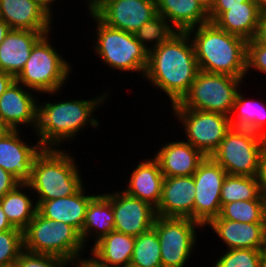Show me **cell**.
<instances>
[{
	"label": "cell",
	"instance_id": "30",
	"mask_svg": "<svg viewBox=\"0 0 266 267\" xmlns=\"http://www.w3.org/2000/svg\"><path fill=\"white\" fill-rule=\"evenodd\" d=\"M220 198L222 207L233 201L263 199V194L256 176L227 174L221 188Z\"/></svg>",
	"mask_w": 266,
	"mask_h": 267
},
{
	"label": "cell",
	"instance_id": "42",
	"mask_svg": "<svg viewBox=\"0 0 266 267\" xmlns=\"http://www.w3.org/2000/svg\"><path fill=\"white\" fill-rule=\"evenodd\" d=\"M15 81V77L9 73L0 70V96Z\"/></svg>",
	"mask_w": 266,
	"mask_h": 267
},
{
	"label": "cell",
	"instance_id": "47",
	"mask_svg": "<svg viewBox=\"0 0 266 267\" xmlns=\"http://www.w3.org/2000/svg\"><path fill=\"white\" fill-rule=\"evenodd\" d=\"M12 129L0 117V139L10 133Z\"/></svg>",
	"mask_w": 266,
	"mask_h": 267
},
{
	"label": "cell",
	"instance_id": "49",
	"mask_svg": "<svg viewBox=\"0 0 266 267\" xmlns=\"http://www.w3.org/2000/svg\"><path fill=\"white\" fill-rule=\"evenodd\" d=\"M262 13H266V0H254Z\"/></svg>",
	"mask_w": 266,
	"mask_h": 267
},
{
	"label": "cell",
	"instance_id": "31",
	"mask_svg": "<svg viewBox=\"0 0 266 267\" xmlns=\"http://www.w3.org/2000/svg\"><path fill=\"white\" fill-rule=\"evenodd\" d=\"M130 264L140 267H162L159 238L154 228L135 237Z\"/></svg>",
	"mask_w": 266,
	"mask_h": 267
},
{
	"label": "cell",
	"instance_id": "24",
	"mask_svg": "<svg viewBox=\"0 0 266 267\" xmlns=\"http://www.w3.org/2000/svg\"><path fill=\"white\" fill-rule=\"evenodd\" d=\"M135 245V237L112 231L94 242L91 258L105 267H127Z\"/></svg>",
	"mask_w": 266,
	"mask_h": 267
},
{
	"label": "cell",
	"instance_id": "19",
	"mask_svg": "<svg viewBox=\"0 0 266 267\" xmlns=\"http://www.w3.org/2000/svg\"><path fill=\"white\" fill-rule=\"evenodd\" d=\"M153 157L158 161L164 177L190 176L206 156L190 143L181 140L159 147Z\"/></svg>",
	"mask_w": 266,
	"mask_h": 267
},
{
	"label": "cell",
	"instance_id": "8",
	"mask_svg": "<svg viewBox=\"0 0 266 267\" xmlns=\"http://www.w3.org/2000/svg\"><path fill=\"white\" fill-rule=\"evenodd\" d=\"M243 80L245 79L199 70L188 92L171 108L217 112L230 116Z\"/></svg>",
	"mask_w": 266,
	"mask_h": 267
},
{
	"label": "cell",
	"instance_id": "28",
	"mask_svg": "<svg viewBox=\"0 0 266 267\" xmlns=\"http://www.w3.org/2000/svg\"><path fill=\"white\" fill-rule=\"evenodd\" d=\"M240 89L229 116L231 128L247 129L266 138V106L243 97Z\"/></svg>",
	"mask_w": 266,
	"mask_h": 267
},
{
	"label": "cell",
	"instance_id": "52",
	"mask_svg": "<svg viewBox=\"0 0 266 267\" xmlns=\"http://www.w3.org/2000/svg\"><path fill=\"white\" fill-rule=\"evenodd\" d=\"M73 264H74V266L76 265V267H84L78 260L67 262L64 267H67V265L70 266V265H73Z\"/></svg>",
	"mask_w": 266,
	"mask_h": 267
},
{
	"label": "cell",
	"instance_id": "36",
	"mask_svg": "<svg viewBox=\"0 0 266 267\" xmlns=\"http://www.w3.org/2000/svg\"><path fill=\"white\" fill-rule=\"evenodd\" d=\"M68 261L48 254L33 253L23 250L15 261V267H64Z\"/></svg>",
	"mask_w": 266,
	"mask_h": 267
},
{
	"label": "cell",
	"instance_id": "33",
	"mask_svg": "<svg viewBox=\"0 0 266 267\" xmlns=\"http://www.w3.org/2000/svg\"><path fill=\"white\" fill-rule=\"evenodd\" d=\"M213 219H227L245 223H264L263 199L233 201L221 207L218 217Z\"/></svg>",
	"mask_w": 266,
	"mask_h": 267
},
{
	"label": "cell",
	"instance_id": "51",
	"mask_svg": "<svg viewBox=\"0 0 266 267\" xmlns=\"http://www.w3.org/2000/svg\"><path fill=\"white\" fill-rule=\"evenodd\" d=\"M85 3L87 4V10L89 11H91L96 6V0H86Z\"/></svg>",
	"mask_w": 266,
	"mask_h": 267
},
{
	"label": "cell",
	"instance_id": "9",
	"mask_svg": "<svg viewBox=\"0 0 266 267\" xmlns=\"http://www.w3.org/2000/svg\"><path fill=\"white\" fill-rule=\"evenodd\" d=\"M266 138L247 129L231 128L210 156L227 174L257 176Z\"/></svg>",
	"mask_w": 266,
	"mask_h": 267
},
{
	"label": "cell",
	"instance_id": "40",
	"mask_svg": "<svg viewBox=\"0 0 266 267\" xmlns=\"http://www.w3.org/2000/svg\"><path fill=\"white\" fill-rule=\"evenodd\" d=\"M256 177L260 184L262 194H266V143L259 156L258 173Z\"/></svg>",
	"mask_w": 266,
	"mask_h": 267
},
{
	"label": "cell",
	"instance_id": "6",
	"mask_svg": "<svg viewBox=\"0 0 266 267\" xmlns=\"http://www.w3.org/2000/svg\"><path fill=\"white\" fill-rule=\"evenodd\" d=\"M23 240L29 252L55 255L68 262L79 260L87 247L73 226L45 218L38 211L23 230Z\"/></svg>",
	"mask_w": 266,
	"mask_h": 267
},
{
	"label": "cell",
	"instance_id": "21",
	"mask_svg": "<svg viewBox=\"0 0 266 267\" xmlns=\"http://www.w3.org/2000/svg\"><path fill=\"white\" fill-rule=\"evenodd\" d=\"M3 21L11 29L51 32V17L31 0H0Z\"/></svg>",
	"mask_w": 266,
	"mask_h": 267
},
{
	"label": "cell",
	"instance_id": "11",
	"mask_svg": "<svg viewBox=\"0 0 266 267\" xmlns=\"http://www.w3.org/2000/svg\"><path fill=\"white\" fill-rule=\"evenodd\" d=\"M186 135V142L200 150L206 157L219 147L231 129L229 116L201 110L172 108Z\"/></svg>",
	"mask_w": 266,
	"mask_h": 267
},
{
	"label": "cell",
	"instance_id": "25",
	"mask_svg": "<svg viewBox=\"0 0 266 267\" xmlns=\"http://www.w3.org/2000/svg\"><path fill=\"white\" fill-rule=\"evenodd\" d=\"M157 12L178 32L209 22V13L198 0H156Z\"/></svg>",
	"mask_w": 266,
	"mask_h": 267
},
{
	"label": "cell",
	"instance_id": "35",
	"mask_svg": "<svg viewBox=\"0 0 266 267\" xmlns=\"http://www.w3.org/2000/svg\"><path fill=\"white\" fill-rule=\"evenodd\" d=\"M263 250L230 249L221 254L213 267H259Z\"/></svg>",
	"mask_w": 266,
	"mask_h": 267
},
{
	"label": "cell",
	"instance_id": "55",
	"mask_svg": "<svg viewBox=\"0 0 266 267\" xmlns=\"http://www.w3.org/2000/svg\"><path fill=\"white\" fill-rule=\"evenodd\" d=\"M127 267H140V266L129 264Z\"/></svg>",
	"mask_w": 266,
	"mask_h": 267
},
{
	"label": "cell",
	"instance_id": "46",
	"mask_svg": "<svg viewBox=\"0 0 266 267\" xmlns=\"http://www.w3.org/2000/svg\"><path fill=\"white\" fill-rule=\"evenodd\" d=\"M84 267H105V266H102L100 265L99 263H97L94 259H92L91 257L89 258H80L78 260Z\"/></svg>",
	"mask_w": 266,
	"mask_h": 267
},
{
	"label": "cell",
	"instance_id": "4",
	"mask_svg": "<svg viewBox=\"0 0 266 267\" xmlns=\"http://www.w3.org/2000/svg\"><path fill=\"white\" fill-rule=\"evenodd\" d=\"M58 148H43L32 166L29 190L35 200H53L76 194L84 185L73 156Z\"/></svg>",
	"mask_w": 266,
	"mask_h": 267
},
{
	"label": "cell",
	"instance_id": "2",
	"mask_svg": "<svg viewBox=\"0 0 266 267\" xmlns=\"http://www.w3.org/2000/svg\"><path fill=\"white\" fill-rule=\"evenodd\" d=\"M106 91L100 96L82 100H63L54 103L43 102L38 104L36 136L37 142L43 148H57L62 142L73 141L77 133L88 124L99 128L98 119L94 118V112L107 98ZM93 113V114H92ZM80 131V132H79Z\"/></svg>",
	"mask_w": 266,
	"mask_h": 267
},
{
	"label": "cell",
	"instance_id": "44",
	"mask_svg": "<svg viewBox=\"0 0 266 267\" xmlns=\"http://www.w3.org/2000/svg\"><path fill=\"white\" fill-rule=\"evenodd\" d=\"M31 1L37 3L41 8H43L52 17L53 13H52L51 8L53 5V2H55L56 0H31Z\"/></svg>",
	"mask_w": 266,
	"mask_h": 267
},
{
	"label": "cell",
	"instance_id": "53",
	"mask_svg": "<svg viewBox=\"0 0 266 267\" xmlns=\"http://www.w3.org/2000/svg\"><path fill=\"white\" fill-rule=\"evenodd\" d=\"M263 201H264V224L266 230V194L263 195Z\"/></svg>",
	"mask_w": 266,
	"mask_h": 267
},
{
	"label": "cell",
	"instance_id": "10",
	"mask_svg": "<svg viewBox=\"0 0 266 267\" xmlns=\"http://www.w3.org/2000/svg\"><path fill=\"white\" fill-rule=\"evenodd\" d=\"M202 227L190 218L156 216L153 228L159 238L162 267L186 266L196 248V229Z\"/></svg>",
	"mask_w": 266,
	"mask_h": 267
},
{
	"label": "cell",
	"instance_id": "7",
	"mask_svg": "<svg viewBox=\"0 0 266 267\" xmlns=\"http://www.w3.org/2000/svg\"><path fill=\"white\" fill-rule=\"evenodd\" d=\"M96 22L95 53L112 70L140 72L143 77L148 65V52L135 38L134 33L125 32L103 23L92 11Z\"/></svg>",
	"mask_w": 266,
	"mask_h": 267
},
{
	"label": "cell",
	"instance_id": "34",
	"mask_svg": "<svg viewBox=\"0 0 266 267\" xmlns=\"http://www.w3.org/2000/svg\"><path fill=\"white\" fill-rule=\"evenodd\" d=\"M24 250L22 230L0 232V267H12Z\"/></svg>",
	"mask_w": 266,
	"mask_h": 267
},
{
	"label": "cell",
	"instance_id": "38",
	"mask_svg": "<svg viewBox=\"0 0 266 267\" xmlns=\"http://www.w3.org/2000/svg\"><path fill=\"white\" fill-rule=\"evenodd\" d=\"M20 183L21 182L15 176L0 167V200H2L7 193L14 190Z\"/></svg>",
	"mask_w": 266,
	"mask_h": 267
},
{
	"label": "cell",
	"instance_id": "27",
	"mask_svg": "<svg viewBox=\"0 0 266 267\" xmlns=\"http://www.w3.org/2000/svg\"><path fill=\"white\" fill-rule=\"evenodd\" d=\"M112 231H114V213L110 193L95 195L86 209L85 221L80 233L81 239L86 246L89 234L94 235L96 237L94 241L97 242Z\"/></svg>",
	"mask_w": 266,
	"mask_h": 267
},
{
	"label": "cell",
	"instance_id": "23",
	"mask_svg": "<svg viewBox=\"0 0 266 267\" xmlns=\"http://www.w3.org/2000/svg\"><path fill=\"white\" fill-rule=\"evenodd\" d=\"M128 179L125 191L128 195L146 201L157 207L161 199L164 176L158 161L152 159L140 160Z\"/></svg>",
	"mask_w": 266,
	"mask_h": 267
},
{
	"label": "cell",
	"instance_id": "1",
	"mask_svg": "<svg viewBox=\"0 0 266 267\" xmlns=\"http://www.w3.org/2000/svg\"><path fill=\"white\" fill-rule=\"evenodd\" d=\"M199 71L195 50L187 32H177L148 53L144 78L178 103L188 92Z\"/></svg>",
	"mask_w": 266,
	"mask_h": 267
},
{
	"label": "cell",
	"instance_id": "54",
	"mask_svg": "<svg viewBox=\"0 0 266 267\" xmlns=\"http://www.w3.org/2000/svg\"><path fill=\"white\" fill-rule=\"evenodd\" d=\"M0 20H3L1 5H0Z\"/></svg>",
	"mask_w": 266,
	"mask_h": 267
},
{
	"label": "cell",
	"instance_id": "16",
	"mask_svg": "<svg viewBox=\"0 0 266 267\" xmlns=\"http://www.w3.org/2000/svg\"><path fill=\"white\" fill-rule=\"evenodd\" d=\"M195 181L193 175L164 177L156 215L194 220Z\"/></svg>",
	"mask_w": 266,
	"mask_h": 267
},
{
	"label": "cell",
	"instance_id": "15",
	"mask_svg": "<svg viewBox=\"0 0 266 267\" xmlns=\"http://www.w3.org/2000/svg\"><path fill=\"white\" fill-rule=\"evenodd\" d=\"M32 92L35 91L14 81L0 96V117L12 130L26 124L25 127L29 125L35 131L39 100Z\"/></svg>",
	"mask_w": 266,
	"mask_h": 267
},
{
	"label": "cell",
	"instance_id": "43",
	"mask_svg": "<svg viewBox=\"0 0 266 267\" xmlns=\"http://www.w3.org/2000/svg\"><path fill=\"white\" fill-rule=\"evenodd\" d=\"M7 230H20V229L15 228L10 224L0 204V232H4Z\"/></svg>",
	"mask_w": 266,
	"mask_h": 267
},
{
	"label": "cell",
	"instance_id": "45",
	"mask_svg": "<svg viewBox=\"0 0 266 267\" xmlns=\"http://www.w3.org/2000/svg\"><path fill=\"white\" fill-rule=\"evenodd\" d=\"M11 30L9 25L3 20H0V44L5 40L6 35Z\"/></svg>",
	"mask_w": 266,
	"mask_h": 267
},
{
	"label": "cell",
	"instance_id": "17",
	"mask_svg": "<svg viewBox=\"0 0 266 267\" xmlns=\"http://www.w3.org/2000/svg\"><path fill=\"white\" fill-rule=\"evenodd\" d=\"M21 137L19 129L0 139V167L21 183H27L32 177L34 160L43 147L38 142L29 146Z\"/></svg>",
	"mask_w": 266,
	"mask_h": 267
},
{
	"label": "cell",
	"instance_id": "26",
	"mask_svg": "<svg viewBox=\"0 0 266 267\" xmlns=\"http://www.w3.org/2000/svg\"><path fill=\"white\" fill-rule=\"evenodd\" d=\"M261 15L254 0H248L241 6L227 7V11L214 23L224 31L248 41L254 39Z\"/></svg>",
	"mask_w": 266,
	"mask_h": 267
},
{
	"label": "cell",
	"instance_id": "41",
	"mask_svg": "<svg viewBox=\"0 0 266 267\" xmlns=\"http://www.w3.org/2000/svg\"><path fill=\"white\" fill-rule=\"evenodd\" d=\"M254 39L266 46V13H262Z\"/></svg>",
	"mask_w": 266,
	"mask_h": 267
},
{
	"label": "cell",
	"instance_id": "12",
	"mask_svg": "<svg viewBox=\"0 0 266 267\" xmlns=\"http://www.w3.org/2000/svg\"><path fill=\"white\" fill-rule=\"evenodd\" d=\"M226 171L207 156L193 174L195 181L194 220L203 228L221 211V188Z\"/></svg>",
	"mask_w": 266,
	"mask_h": 267
},
{
	"label": "cell",
	"instance_id": "18",
	"mask_svg": "<svg viewBox=\"0 0 266 267\" xmlns=\"http://www.w3.org/2000/svg\"><path fill=\"white\" fill-rule=\"evenodd\" d=\"M209 225V226H208ZM230 249H266V230L264 223H245L227 219H212L208 224Z\"/></svg>",
	"mask_w": 266,
	"mask_h": 267
},
{
	"label": "cell",
	"instance_id": "48",
	"mask_svg": "<svg viewBox=\"0 0 266 267\" xmlns=\"http://www.w3.org/2000/svg\"><path fill=\"white\" fill-rule=\"evenodd\" d=\"M203 8L209 13L214 7L216 0H198Z\"/></svg>",
	"mask_w": 266,
	"mask_h": 267
},
{
	"label": "cell",
	"instance_id": "13",
	"mask_svg": "<svg viewBox=\"0 0 266 267\" xmlns=\"http://www.w3.org/2000/svg\"><path fill=\"white\" fill-rule=\"evenodd\" d=\"M91 11L106 25L130 33L158 14L156 0H101Z\"/></svg>",
	"mask_w": 266,
	"mask_h": 267
},
{
	"label": "cell",
	"instance_id": "32",
	"mask_svg": "<svg viewBox=\"0 0 266 267\" xmlns=\"http://www.w3.org/2000/svg\"><path fill=\"white\" fill-rule=\"evenodd\" d=\"M177 32L178 31L168 20L160 14H157L136 30L134 36L149 53L156 47H159L161 44L168 41ZM148 43L151 45L150 47Z\"/></svg>",
	"mask_w": 266,
	"mask_h": 267
},
{
	"label": "cell",
	"instance_id": "20",
	"mask_svg": "<svg viewBox=\"0 0 266 267\" xmlns=\"http://www.w3.org/2000/svg\"><path fill=\"white\" fill-rule=\"evenodd\" d=\"M84 186L74 195L53 200H35L37 211L45 218L73 226L79 233L85 221L86 209L95 195L86 194Z\"/></svg>",
	"mask_w": 266,
	"mask_h": 267
},
{
	"label": "cell",
	"instance_id": "29",
	"mask_svg": "<svg viewBox=\"0 0 266 267\" xmlns=\"http://www.w3.org/2000/svg\"><path fill=\"white\" fill-rule=\"evenodd\" d=\"M25 189L28 190L29 185L27 183H20L14 190L7 193L6 196L0 200L2 210L6 214L7 220L13 227L22 231L35 216L38 207L35 201H33L34 203L32 202L31 198L28 196L29 194H25Z\"/></svg>",
	"mask_w": 266,
	"mask_h": 267
},
{
	"label": "cell",
	"instance_id": "50",
	"mask_svg": "<svg viewBox=\"0 0 266 267\" xmlns=\"http://www.w3.org/2000/svg\"><path fill=\"white\" fill-rule=\"evenodd\" d=\"M259 267H266V249L262 251Z\"/></svg>",
	"mask_w": 266,
	"mask_h": 267
},
{
	"label": "cell",
	"instance_id": "14",
	"mask_svg": "<svg viewBox=\"0 0 266 267\" xmlns=\"http://www.w3.org/2000/svg\"><path fill=\"white\" fill-rule=\"evenodd\" d=\"M114 213V231L133 237L153 228L156 209L146 201L128 195L119 190L110 193Z\"/></svg>",
	"mask_w": 266,
	"mask_h": 267
},
{
	"label": "cell",
	"instance_id": "3",
	"mask_svg": "<svg viewBox=\"0 0 266 267\" xmlns=\"http://www.w3.org/2000/svg\"><path fill=\"white\" fill-rule=\"evenodd\" d=\"M187 33L194 46L199 70L237 78L246 77V39L230 34L210 21Z\"/></svg>",
	"mask_w": 266,
	"mask_h": 267
},
{
	"label": "cell",
	"instance_id": "37",
	"mask_svg": "<svg viewBox=\"0 0 266 267\" xmlns=\"http://www.w3.org/2000/svg\"><path fill=\"white\" fill-rule=\"evenodd\" d=\"M249 69L266 74V46L255 39L247 41L246 73H250Z\"/></svg>",
	"mask_w": 266,
	"mask_h": 267
},
{
	"label": "cell",
	"instance_id": "39",
	"mask_svg": "<svg viewBox=\"0 0 266 267\" xmlns=\"http://www.w3.org/2000/svg\"><path fill=\"white\" fill-rule=\"evenodd\" d=\"M248 0H216L212 10L209 12V21L215 22L225 11L227 7L241 6V3Z\"/></svg>",
	"mask_w": 266,
	"mask_h": 267
},
{
	"label": "cell",
	"instance_id": "5",
	"mask_svg": "<svg viewBox=\"0 0 266 267\" xmlns=\"http://www.w3.org/2000/svg\"><path fill=\"white\" fill-rule=\"evenodd\" d=\"M49 36L50 33L44 34L35 43L15 81L36 93L52 96L66 86L72 67L51 44Z\"/></svg>",
	"mask_w": 266,
	"mask_h": 267
},
{
	"label": "cell",
	"instance_id": "22",
	"mask_svg": "<svg viewBox=\"0 0 266 267\" xmlns=\"http://www.w3.org/2000/svg\"><path fill=\"white\" fill-rule=\"evenodd\" d=\"M45 33L11 29L0 44V70L16 77L30 57L35 43Z\"/></svg>",
	"mask_w": 266,
	"mask_h": 267
}]
</instances>
